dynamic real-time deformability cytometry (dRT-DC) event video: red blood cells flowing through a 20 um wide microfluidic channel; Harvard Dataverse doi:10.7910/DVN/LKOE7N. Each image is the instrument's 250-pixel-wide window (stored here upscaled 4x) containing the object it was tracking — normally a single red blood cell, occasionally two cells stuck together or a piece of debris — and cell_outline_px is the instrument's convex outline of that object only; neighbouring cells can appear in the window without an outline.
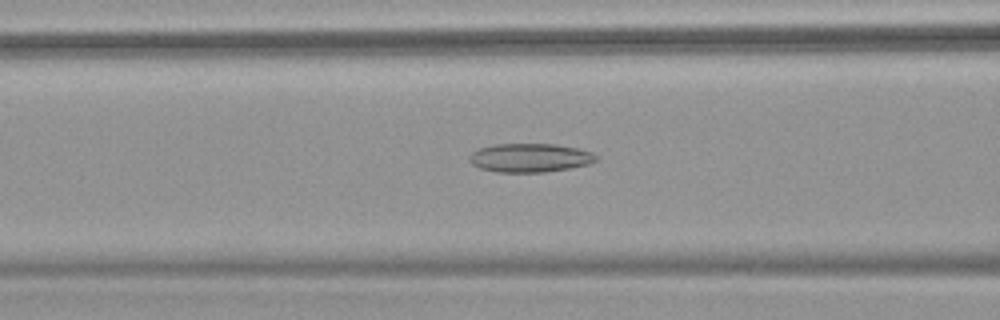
{"species": "common noctule bat (a hibernating species)", "species_latin": "Nyctalus noctula", "temperature_condition": "warm", "stored_images_in_passage": 26, "camera_frame_rate_fps": 3000, "um_per_image_px": 0.085, "animal": {"sex": "female", "body_mass_g": 18.4}, "frame": {"image": 1, "passage_image": 5, "time_ms": 1.333, "image_size_px": [1000, 320], "cell_outline_px": [[600, 156], [596, 160], [588, 164], [568, 168], [544, 172], [496, 172], [480, 168], [472, 164], [468, 160], [468, 156], [472, 152], [480, 148], [496, 144], [556, 144], [580, 148], [592, 152]], "centroid_in_image_um": [45.05, 13.4], "position_along_channel_um": 121.5, "area_um2": 21.33}}
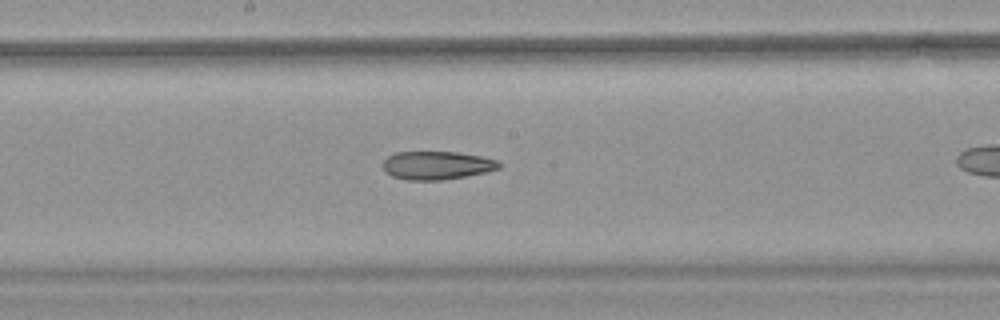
{"frame": {"image": 2, "passage_image": 12, "time_ms": 3.667, "image_size_px": [1000, 320], "cell_outline_px": [[504, 164], [500, 168], [484, 172], [444, 180], [408, 180], [392, 176], [384, 172], [384, 160], [388, 156], [396, 152], [456, 152], [484, 156], [496, 160]], "centroid_in_image_um": [37.15, 14.05], "position_along_channel_um": 211.0, "area_um2": 19.19}}
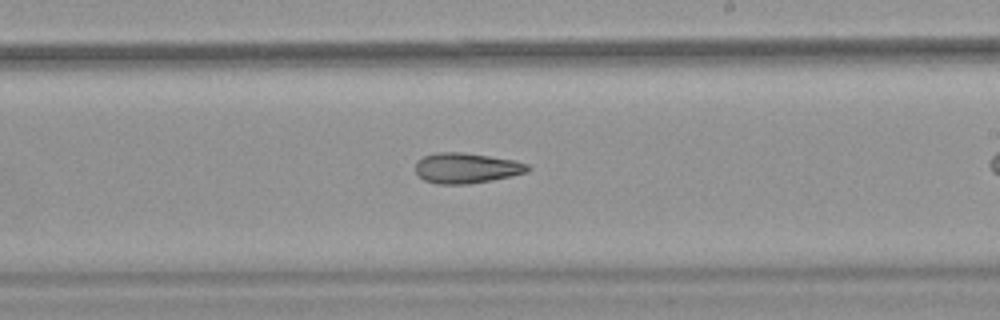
{"frame": {"image": 3, "passage_image": 15, "time_ms": 4.667, "image_size_px": [1000, 320], "cell_outline_px": [[532, 168], [528, 172], [492, 180], [468, 184], [440, 184], [424, 180], [416, 172], [416, 160], [424, 156], [436, 152], [464, 152], [516, 160], [528, 164]], "centroid_in_image_um": [39.67, 14.27], "position_along_channel_um": 249.3, "area_um2": 20.0}}